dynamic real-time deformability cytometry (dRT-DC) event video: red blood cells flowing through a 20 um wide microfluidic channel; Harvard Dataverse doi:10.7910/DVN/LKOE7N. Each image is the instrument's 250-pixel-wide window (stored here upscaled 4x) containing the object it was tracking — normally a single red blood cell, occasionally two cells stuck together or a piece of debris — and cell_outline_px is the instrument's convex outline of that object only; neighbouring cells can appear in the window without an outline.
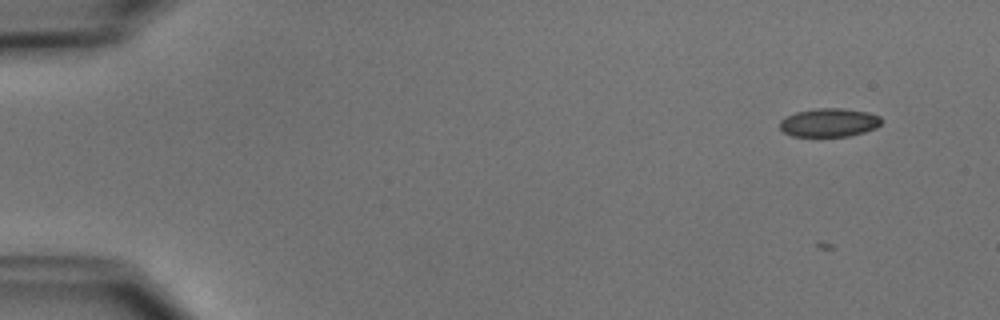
{"species": "common noctule bat (a hibernating species)", "species_latin": "Nyctalus noctula", "temperature_condition": "cold", "stored_images_in_passage": 52, "camera_frame_rate_fps": 3000, "um_per_image_px": 0.085, "animal": {"sex": "male", "body_mass_g": 15.6}, "frame": {"image": 1, "passage_image": 4, "time_ms": 1.0, "image_size_px": [1000, 320], "cell_outline_px": [[884, 120], [876, 128], [864, 132], [848, 136], [792, 136], [784, 132], [780, 128], [780, 120], [784, 116], [796, 112], [820, 108], [840, 108], [868, 112], [880, 116]], "centroid_in_image_um": [70.48, 10.41], "position_along_channel_um": 14.5, "area_um2": 16.94}}
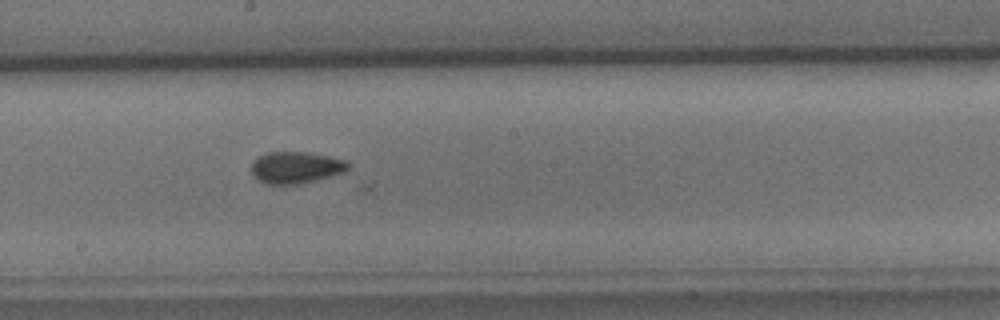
{"frame": {"image": 2, "passage_image": 29, "time_ms": 9.333, "image_size_px": [1000, 320], "cell_outline_px": [[348, 168], [344, 172], [316, 180], [300, 184], [264, 184], [256, 180], [252, 176], [252, 160], [268, 152], [308, 152], [328, 156], [344, 160], [348, 164]], "centroid_in_image_um": [25.09, 14.25], "position_along_channel_um": 223.1, "area_um2": 17.92}}
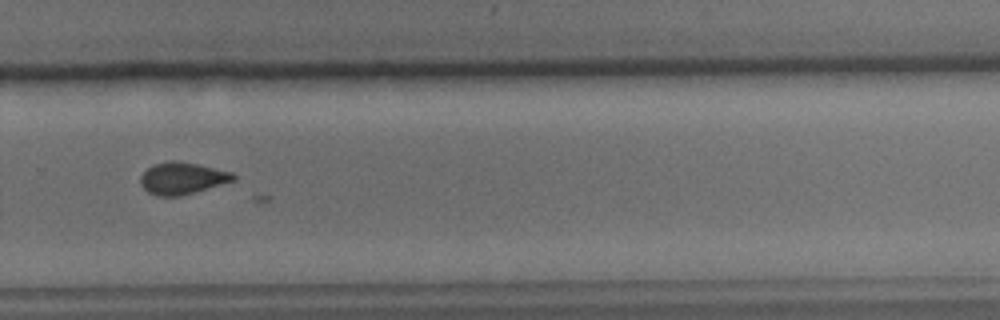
{"frame": {"image": 3, "passage_image": 36, "time_ms": 11.667, "image_size_px": [1000, 320], "cell_outline_px": [[236, 180], [180, 196], [156, 196], [148, 192], [140, 184], [140, 176], [152, 164], [172, 160], [196, 164], [232, 172], [236, 176]], "centroid_in_image_um": [15.47, 15.15], "position_along_channel_um": 314.3, "area_um2": 17.17}}